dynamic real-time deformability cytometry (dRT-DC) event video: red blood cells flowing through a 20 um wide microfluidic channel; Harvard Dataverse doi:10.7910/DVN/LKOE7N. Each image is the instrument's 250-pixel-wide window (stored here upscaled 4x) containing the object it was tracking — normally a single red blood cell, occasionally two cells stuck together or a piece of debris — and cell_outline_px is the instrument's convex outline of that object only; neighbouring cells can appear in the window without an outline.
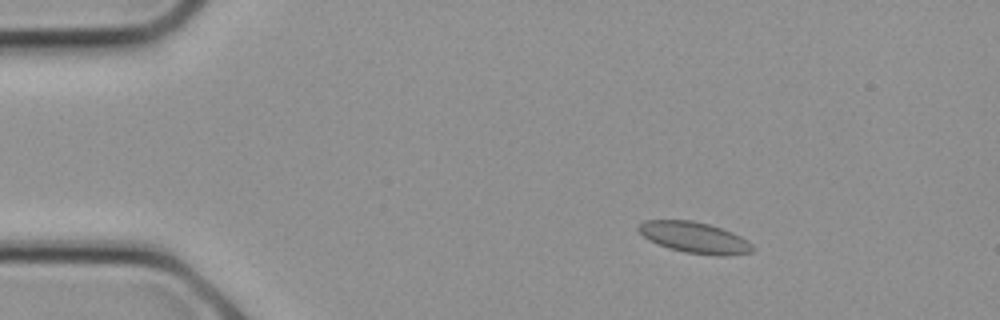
{"species": "common noctule bat (a hibernating species)", "species_latin": "Nyctalus noctula", "temperature_condition": "cold", "stored_images_in_passage": 23, "camera_frame_rate_fps": 3000, "um_per_image_px": 0.085, "animal": {"sex": "female", "body_mass_g": 21.9}, "frame": {"image": 1, "passage_image": 2, "time_ms": 0.333, "image_size_px": [1000, 320], "cell_outline_px": [[756, 248], [752, 252], [724, 256], [716, 256], [684, 252], [668, 248], [648, 240], [636, 228], [644, 220], [692, 220], [708, 224], [732, 232], [748, 240]], "centroid_in_image_um": [59.05, 20.2], "position_along_channel_um": 26.0, "area_um2": 20.75}}
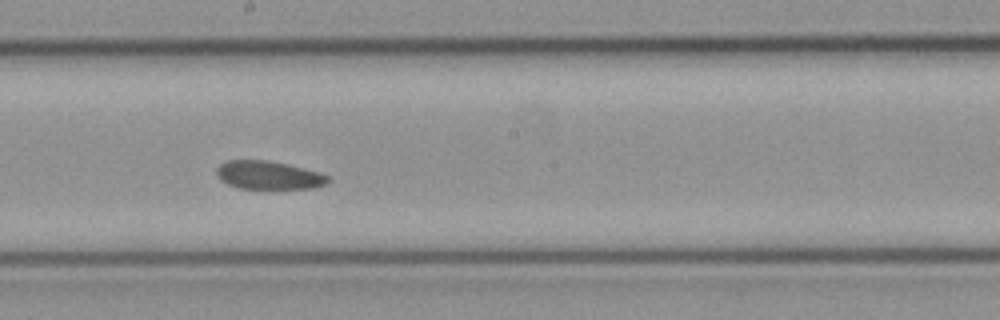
{"frame": {"image": 2, "passage_image": 12, "time_ms": 3.667, "image_size_px": [1000, 320], "cell_outline_px": [[332, 180], [328, 184], [316, 188], [240, 188], [228, 184], [220, 180], [216, 176], [216, 168], [220, 164], [228, 160], [268, 160], [288, 164], [320, 172], [328, 176]], "centroid_in_image_um": [22.86, 14.88], "position_along_channel_um": 225.3, "area_um2": 18.55}}
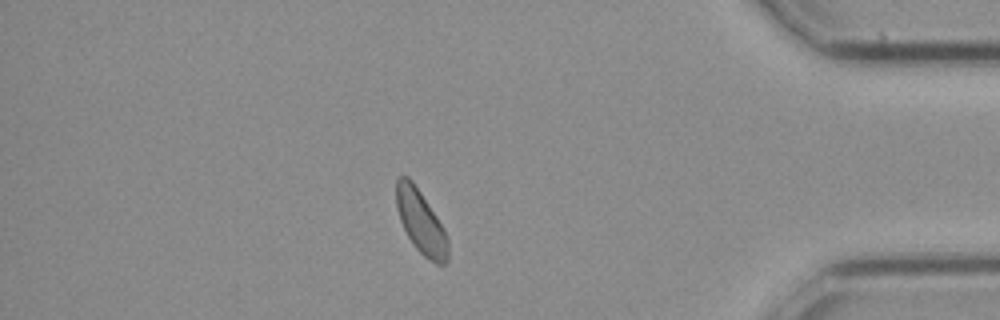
{"frame": {"image": 3, "passage_image": 20, "time_ms": 6.333, "image_size_px": [1000, 320], "cell_outline_px": [[448, 260], [444, 264], [436, 264], [428, 260], [412, 244], [400, 220], [396, 208], [396, 176], [408, 176], [412, 180], [444, 228], [448, 236]], "centroid_in_image_um": [35.77, 18.87], "position_along_channel_um": 399.4, "area_um2": 19.13}}